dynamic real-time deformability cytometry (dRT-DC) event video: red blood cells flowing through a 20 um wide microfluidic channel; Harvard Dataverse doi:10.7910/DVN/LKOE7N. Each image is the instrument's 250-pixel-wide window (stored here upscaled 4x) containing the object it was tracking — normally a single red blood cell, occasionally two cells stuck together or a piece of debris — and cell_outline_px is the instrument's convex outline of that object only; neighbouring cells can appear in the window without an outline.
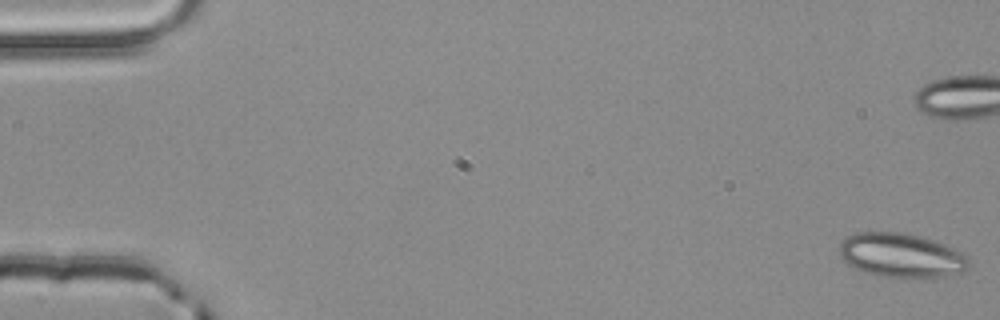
{"species": "common noctule bat (a hibernating species)", "species_latin": "Nyctalus noctula", "temperature_condition": "room temperature", "stored_images_in_passage": 5, "camera_frame_rate_fps": 3000, "um_per_image_px": 0.085, "animal": {"sex": "male", "body_mass_g": 20.4}, "frame": {"image": 1, "passage_image": 1, "time_ms": 0.0, "image_size_px": [1000, 320], "cell_outline_px": [[972, 264], [964, 272], [936, 280], [912, 280], [876, 276], [864, 272], [848, 264], [840, 256], [840, 244], [848, 236], [856, 232], [904, 232], [932, 240], [956, 248], [968, 256]], "centroid_in_image_um": [76.71, 21.77], "position_along_channel_um": 8.3, "area_um2": 34.68}}